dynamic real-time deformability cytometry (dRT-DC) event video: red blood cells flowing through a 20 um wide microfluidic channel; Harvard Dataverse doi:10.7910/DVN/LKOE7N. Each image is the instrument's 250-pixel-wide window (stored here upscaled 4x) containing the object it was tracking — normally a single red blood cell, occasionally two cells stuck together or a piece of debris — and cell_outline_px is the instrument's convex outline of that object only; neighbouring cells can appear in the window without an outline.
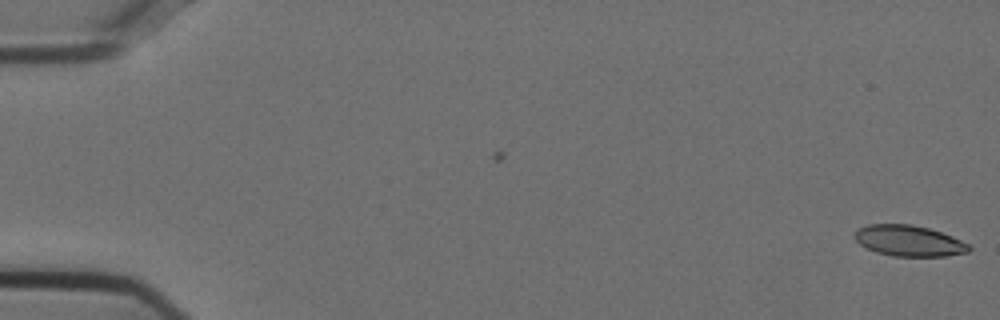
{"species": "Egyptian fruit bat (a non-hibernating species)", "species_latin": "Rousettus aegyptiacus", "temperature_condition": "cold", "stored_images_in_passage": 4, "camera_frame_rate_fps": 3000, "um_per_image_px": 0.085, "animal": {"sex": "female"}, "frame": {"image": 1, "passage_image": 4, "time_ms": 1.0, "image_size_px": [1000, 320], "cell_outline_px": [[972, 248], [968, 252], [944, 256], [892, 256], [876, 252], [860, 244], [856, 240], [856, 232], [860, 228], [868, 224], [912, 224], [928, 228], [952, 236], [968, 244]], "centroid_in_image_um": [77.28, 20.47], "position_along_channel_um": 7.7, "area_um2": 20.35}}